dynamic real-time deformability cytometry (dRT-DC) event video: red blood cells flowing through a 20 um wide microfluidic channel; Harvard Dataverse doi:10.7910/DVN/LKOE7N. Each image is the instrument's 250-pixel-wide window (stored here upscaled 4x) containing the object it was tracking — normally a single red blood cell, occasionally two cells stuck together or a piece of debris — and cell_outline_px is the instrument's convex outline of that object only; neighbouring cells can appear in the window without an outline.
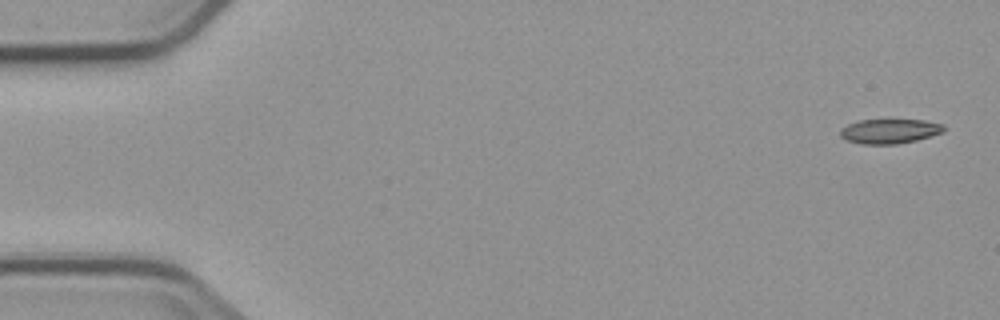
{"species": "common noctule bat (a hibernating species)", "species_latin": "Nyctalus noctula", "temperature_condition": "cold", "stored_images_in_passage": 5, "camera_frame_rate_fps": 3000, "um_per_image_px": 0.085, "animal": {"sex": "male", "body_mass_g": 23.1, "forearm_length_mm": 52.7}, "frame": {"image": 1, "passage_image": 1, "time_ms": 0.0, "image_size_px": [1000, 320], "cell_outline_px": [[944, 132], [916, 140], [896, 144], [860, 144], [848, 140], [840, 136], [840, 128], [848, 124], [860, 120], [924, 120], [944, 124]], "centroid_in_image_um": [75.61, 11.15], "position_along_channel_um": 9.4, "area_um2": 14.8}}
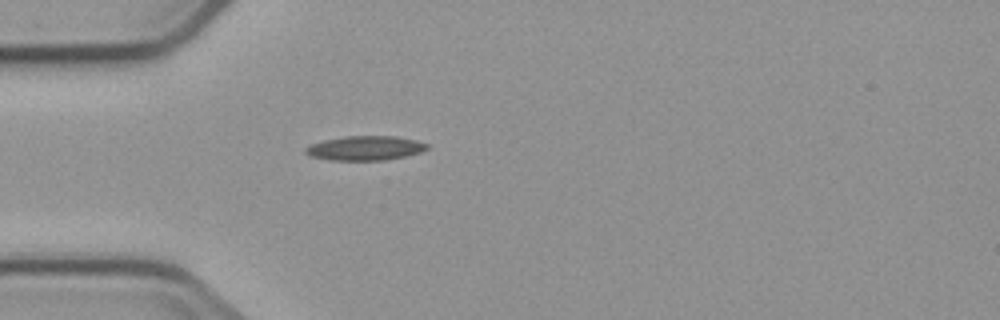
{"frame": {"image": 2, "passage_image": 5, "time_ms": 4.667, "image_size_px": [1000, 320], "cell_outline_px": [[428, 148], [420, 152], [404, 156], [384, 160], [328, 160], [308, 156], [304, 152], [304, 148], [312, 144], [324, 140], [344, 136], [396, 136], [416, 140], [428, 144]], "centroid_in_image_um": [31.0, 12.59], "position_along_channel_um": 54.0, "area_um2": 17.28}}